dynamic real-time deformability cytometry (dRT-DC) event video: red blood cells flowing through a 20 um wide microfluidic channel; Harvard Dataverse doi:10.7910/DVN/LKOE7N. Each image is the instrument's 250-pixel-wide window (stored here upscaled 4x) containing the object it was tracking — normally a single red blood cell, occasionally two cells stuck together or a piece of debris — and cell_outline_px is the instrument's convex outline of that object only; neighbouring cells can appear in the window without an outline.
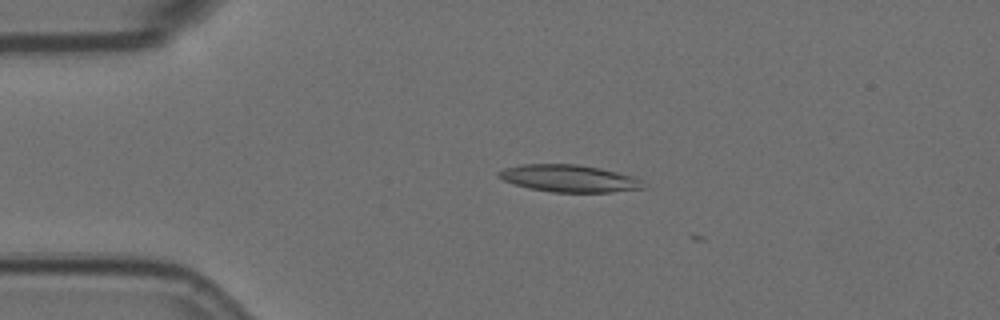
{"species": "Egyptian fruit bat (a non-hibernating species)", "species_latin": "Rousettus aegyptiacus", "temperature_condition": "room temperature", "stored_images_in_passage": 4, "camera_frame_rate_fps": 3000, "um_per_image_px": 0.085, "animal": {"sex": "female"}, "frame": {"image": 1, "passage_image": 3, "time_ms": 0.667, "image_size_px": [1000, 320], "cell_outline_px": [[644, 188], [612, 192], [552, 192], [528, 188], [504, 180], [496, 176], [496, 172], [504, 168], [524, 164], [576, 164], [600, 168], [632, 176], [640, 180]], "centroid_in_image_um": [48.32, 15.16], "position_along_channel_um": 36.7, "area_um2": 22.72}}